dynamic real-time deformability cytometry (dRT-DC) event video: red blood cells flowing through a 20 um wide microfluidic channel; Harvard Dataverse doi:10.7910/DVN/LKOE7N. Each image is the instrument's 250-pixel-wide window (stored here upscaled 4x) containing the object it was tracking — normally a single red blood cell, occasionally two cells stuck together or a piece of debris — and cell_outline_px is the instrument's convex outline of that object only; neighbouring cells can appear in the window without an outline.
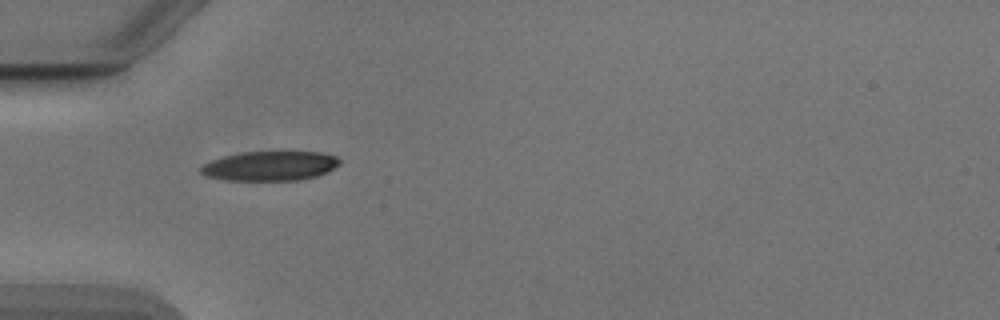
{"species": "Egyptian fruit bat (a non-hibernating species)", "species_latin": "Rousettus aegyptiacus", "temperature_condition": "cold", "stored_images_in_passage": 37, "camera_frame_rate_fps": 3000, "um_per_image_px": 0.085, "animal": {"sex": "male"}, "frame": {"image": 1, "passage_image": 1, "time_ms": 0.0, "image_size_px": [1000, 320], "cell_outline_px": [[340, 164], [316, 176], [296, 180], [228, 180], [208, 176], [200, 172], [200, 168], [204, 164], [212, 160], [224, 156], [240, 152], [320, 152], [336, 156], [340, 160]], "centroid_in_image_um": [22.94, 14.09], "position_along_channel_um": 62.1, "area_um2": 23.52}}
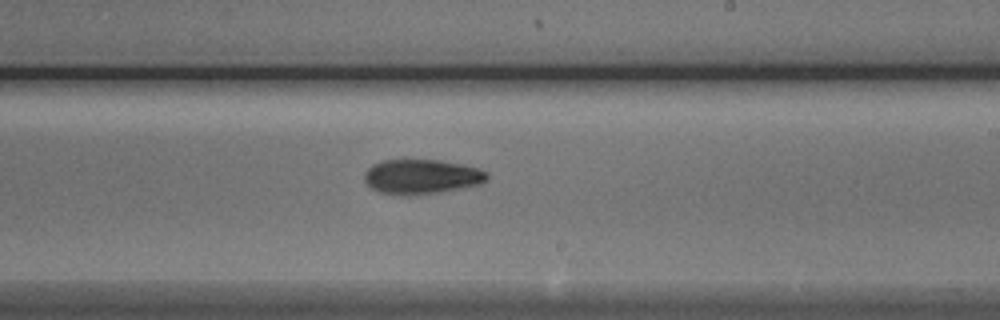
{"frame": {"image": 2, "passage_image": 16, "time_ms": 5.0, "image_size_px": [1000, 320], "cell_outline_px": [[488, 180], [480, 184], [444, 192], [416, 196], [400, 196], [376, 192], [368, 188], [364, 180], [364, 172], [372, 164], [384, 160], [440, 160], [460, 164], [476, 168], [488, 172]], "centroid_in_image_um": [35.78, 15.05], "position_along_channel_um": 253.2, "area_um2": 25.43}}
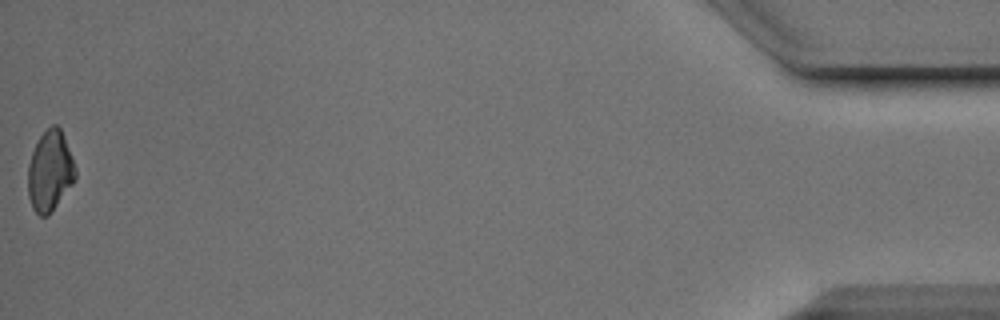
{"frame": {"image": 3, "passage_image": 37, "time_ms": 12.0, "image_size_px": [1000, 320], "cell_outline_px": [[76, 180], [48, 216], [40, 216], [32, 208], [28, 196], [28, 164], [32, 152], [40, 136], [52, 124], [56, 124], [60, 128], [64, 136], [72, 156], [76, 168]], "centroid_in_image_um": [4.25, 14.55], "position_along_channel_um": 430.9, "area_um2": 22.31}, "authors_computed_cell_mechanics": {"area_um2": 23.8136, "velocity_mm_per_s": 3.8946, "shape_relaxation_time_tau1_ms": 6.4969, "shape_relaxation_time_tau2_ms": 9.0262, "deformation_change_tau1": 0.1502, "deformation_change_tau2": 0.179}}